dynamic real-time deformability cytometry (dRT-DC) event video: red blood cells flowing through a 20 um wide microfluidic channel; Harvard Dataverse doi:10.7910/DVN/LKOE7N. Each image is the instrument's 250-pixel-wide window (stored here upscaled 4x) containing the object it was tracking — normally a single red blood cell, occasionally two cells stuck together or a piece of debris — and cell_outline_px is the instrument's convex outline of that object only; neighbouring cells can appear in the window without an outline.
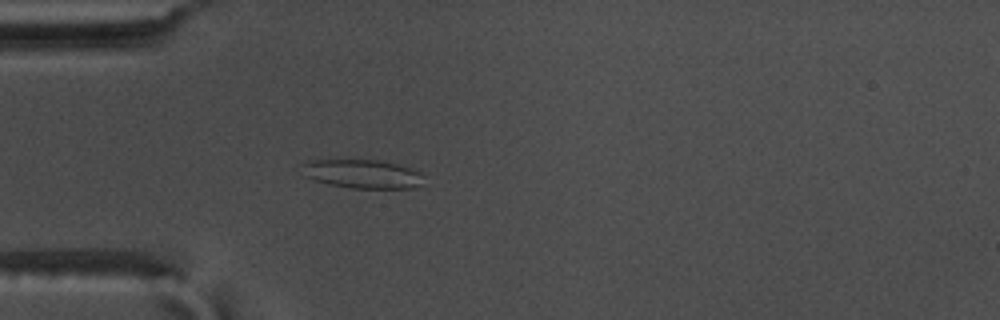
{"species": "common noctule bat (a hibernating species)", "species_latin": "Nyctalus noctula", "temperature_condition": "warm", "stored_images_in_passage": 41, "camera_frame_rate_fps": 3000, "um_per_image_px": 0.085, "animal": {"sex": "male", "body_mass_g": 17.5, "forearm_length_mm": 52.3}, "frame": {"image": 1, "passage_image": 1, "time_ms": 0.0, "image_size_px": [1000, 320], "cell_outline_px": [[424, 176], [420, 184], [416, 188], [348, 188], [328, 184], [312, 180], [304, 176], [300, 164], [312, 160], [380, 160], [412, 168], [420, 172]], "centroid_in_image_um": [30.77, 14.79], "position_along_channel_um": 54.2, "area_um2": 20.63}}
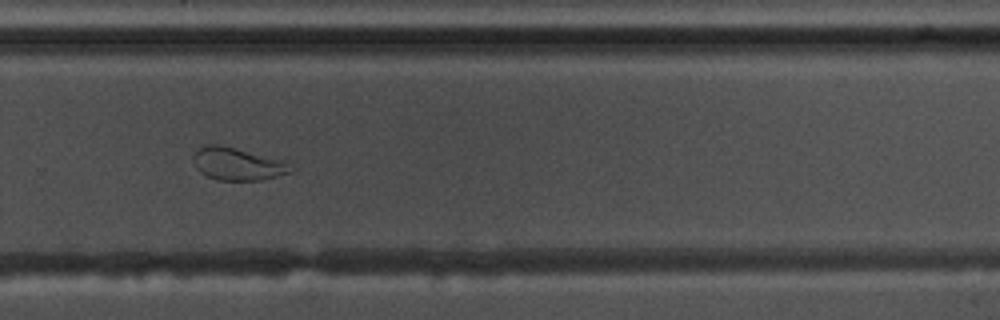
{"frame": {"image": 2, "passage_image": 23, "time_ms": 7.333, "image_size_px": [1000, 320], "cell_outline_px": [[296, 168], [292, 172], [264, 180], [216, 180], [200, 172], [196, 168], [192, 160], [192, 156], [204, 144], [216, 144], [284, 160]], "centroid_in_image_um": [20.21, 13.95], "position_along_channel_um": 309.6, "area_um2": 18.55}}
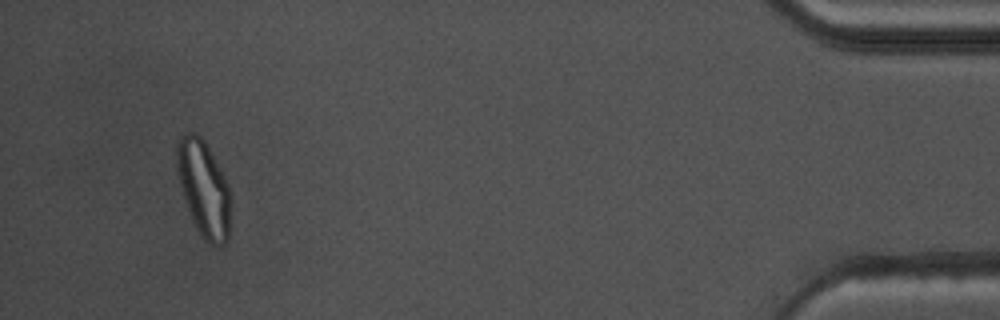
{"frame": {"image": 3, "passage_image": 38, "time_ms": 12.333, "image_size_px": [1000, 320], "cell_outline_px": [[232, 204], [228, 240], [220, 248], [216, 248], [208, 244], [204, 240], [192, 220], [180, 184], [176, 168], [176, 144], [180, 136], [184, 132], [196, 132], [204, 140], [224, 176], [228, 184], [232, 196]], "centroid_in_image_um": [17.35, 16.06], "position_along_channel_um": 417.9, "area_um2": 30.69}, "authors_computed_cell_mechanics": {"area_um2": 20.23, "velocity_mm_per_s": 3.5963, "shape_relaxation_time_tau1_ms": null, "shape_relaxation_time_tau2_ms": 1.2713, "deformation_change_tau1": null, "deformation_change_tau2": 0.0637}}